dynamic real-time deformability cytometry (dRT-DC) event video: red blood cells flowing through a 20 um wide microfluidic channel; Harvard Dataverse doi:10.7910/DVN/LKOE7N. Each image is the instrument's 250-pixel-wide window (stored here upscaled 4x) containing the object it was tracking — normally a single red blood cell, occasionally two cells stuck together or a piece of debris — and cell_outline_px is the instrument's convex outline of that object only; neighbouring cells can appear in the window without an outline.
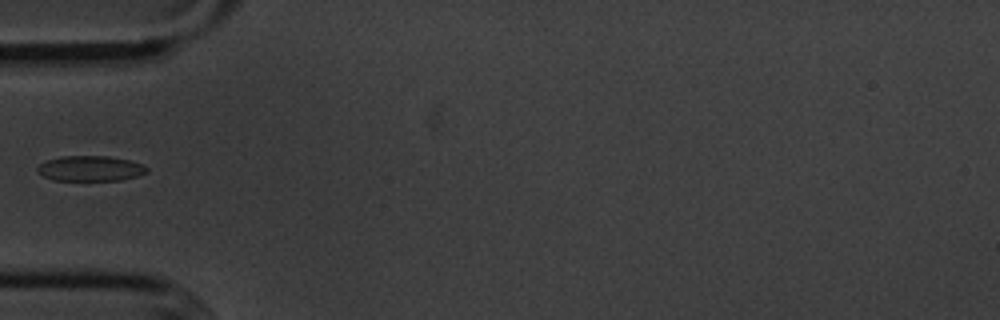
{"species": "common noctule bat (a hibernating species)", "species_latin": "Nyctalus noctula", "temperature_condition": "cold", "stored_images_in_passage": 38, "camera_frame_rate_fps": 3000, "um_per_image_px": 0.085, "animal": {"sex": "male", "body_mass_g": 20.1, "forearm_length_mm": 53.5}, "frame": {"image": 1, "passage_image": 1, "time_ms": 0.0, "image_size_px": [1000, 320], "cell_outline_px": [[148, 172], [136, 176], [120, 180], [52, 180], [36, 172], [36, 168], [40, 164], [48, 160], [60, 156], [108, 156], [128, 160], [140, 164], [148, 168]], "centroid_in_image_um": [7.64, 14.32], "position_along_channel_um": 77.4, "area_um2": 16.01}}
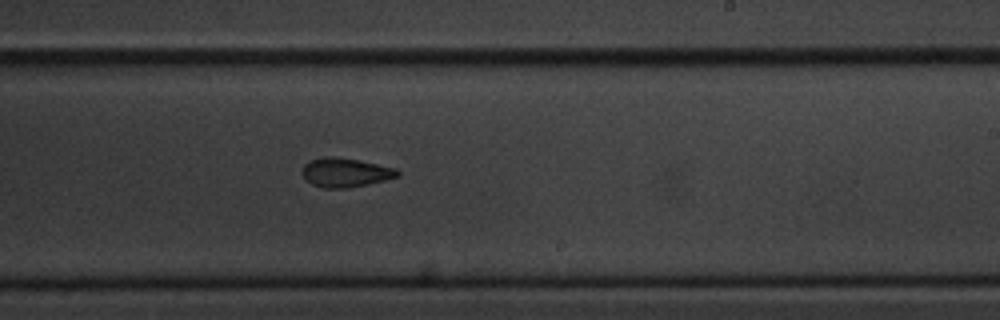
{"frame": {"image": 2, "passage_image": 16, "time_ms": 5.0, "image_size_px": [1000, 320], "cell_outline_px": [[400, 176], [368, 184], [348, 188], [320, 188], [312, 184], [300, 172], [300, 168], [308, 160], [324, 156], [332, 156], [356, 160], [396, 168], [400, 172]], "centroid_in_image_um": [29.31, 14.66], "position_along_channel_um": 259.7, "area_um2": 16.24}}
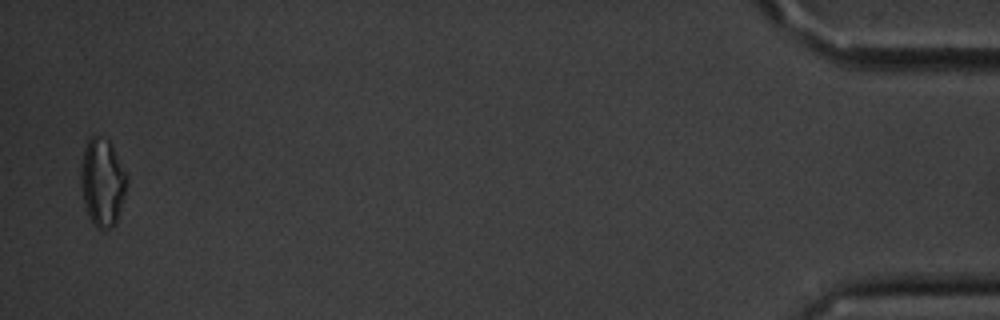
{"frame": {"image": 3, "passage_image": 37, "time_ms": 12.0, "image_size_px": [1000, 320], "cell_outline_px": [[128, 180], [124, 196], [116, 224], [112, 228], [96, 228], [92, 224], [88, 216], [84, 204], [80, 184], [80, 168], [84, 148], [88, 140], [92, 136], [100, 136], [108, 140], [112, 144]], "centroid_in_image_um": [8.68, 15.51], "position_along_channel_um": 426.5, "area_um2": 23.64}}